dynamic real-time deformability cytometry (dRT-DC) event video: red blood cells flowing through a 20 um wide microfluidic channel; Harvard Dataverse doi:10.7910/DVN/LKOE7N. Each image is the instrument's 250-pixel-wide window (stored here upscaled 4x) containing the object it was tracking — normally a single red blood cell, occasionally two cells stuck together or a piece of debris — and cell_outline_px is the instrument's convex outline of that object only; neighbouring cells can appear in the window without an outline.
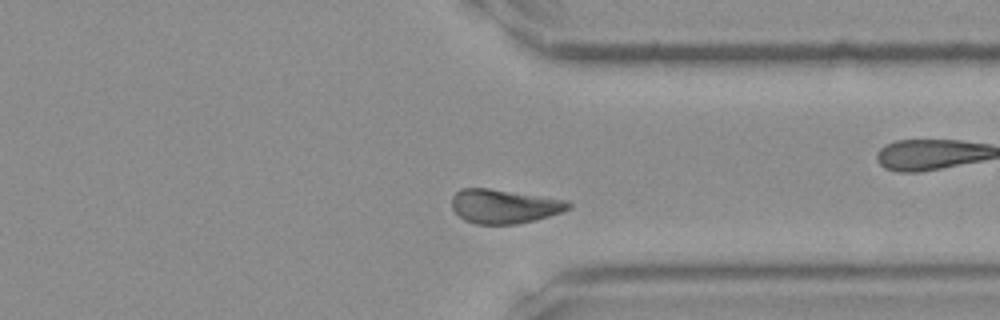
{"species": "Egyptian fruit bat (a non-hibernating species)", "species_latin": "Rousettus aegyptiacus", "temperature_condition": "room temperature", "stored_images_in_passage": 33, "camera_frame_rate_fps": 3000, "um_per_image_px": 0.085, "frame": {"image": 1, "passage_image": 24, "time_ms": 7.667, "image_size_px": [1000, 320], "cell_outline_px": [[572, 208], [548, 216], [516, 224], [476, 224], [464, 220], [452, 208], [452, 196], [460, 188], [488, 188], [544, 196], [568, 200], [572, 204]], "centroid_in_image_um": [42.86, 17.52], "position_along_channel_um": 368.5, "area_um2": 23.18}}